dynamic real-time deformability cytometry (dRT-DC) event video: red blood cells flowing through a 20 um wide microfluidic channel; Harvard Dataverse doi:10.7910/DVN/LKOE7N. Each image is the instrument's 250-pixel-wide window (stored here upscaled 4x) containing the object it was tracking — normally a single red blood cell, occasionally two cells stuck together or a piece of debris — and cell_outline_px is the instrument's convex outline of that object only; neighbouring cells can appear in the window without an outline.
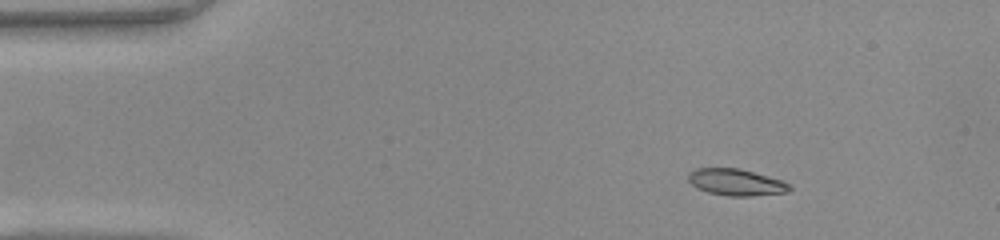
{"species": "common noctule bat (a hibernating species)", "species_latin": "Nyctalus noctula", "temperature_condition": "warm", "stored_images_in_passage": 48, "camera_frame_rate_fps": 3000, "um_per_image_px": 0.085, "animal": {"sex": "female", "body_mass_g": 22.0, "forearm_length_mm": 56.7}, "frame": {"image": 1, "passage_image": 6, "time_ms": 1.667, "image_size_px": [1000, 240], "cell_outline_px": [[792, 188], [788, 192], [752, 196], [728, 196], [708, 192], [696, 188], [688, 180], [688, 172], [696, 168], [740, 168], [784, 180]], "centroid_in_image_um": [62.57, 15.48], "position_along_channel_um": 22.4, "area_um2": 15.9}}
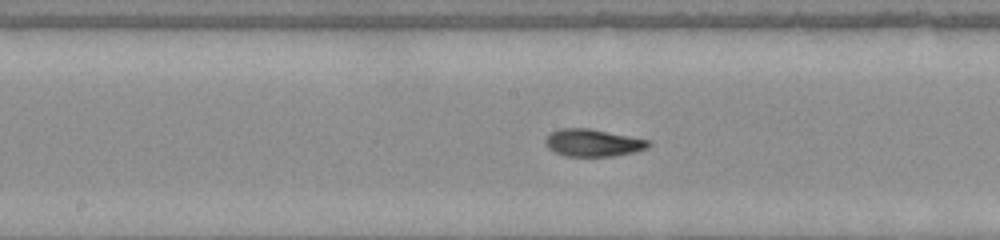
{"frame": {"image": 2, "passage_image": 24, "time_ms": 7.667, "image_size_px": [1000, 240], "cell_outline_px": [[652, 144], [648, 148], [632, 152], [612, 156], [564, 156], [548, 148], [544, 144], [544, 140], [548, 132], [560, 128], [592, 128], [652, 140]], "centroid_in_image_um": [50.4, 12.11], "position_along_channel_um": 197.8, "area_um2": 16.82}}
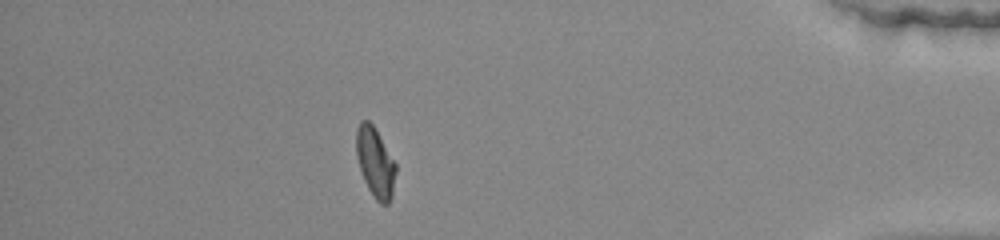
{"frame": {"image": 3, "passage_image": 42, "time_ms": 13.667, "image_size_px": [1000, 240], "cell_outline_px": [[396, 172], [392, 196], [388, 204], [380, 204], [376, 200], [368, 188], [364, 180], [356, 156], [356, 128], [360, 120], [368, 120], [372, 124], [396, 164]], "centroid_in_image_um": [31.88, 13.81], "position_along_channel_um": 403.3, "area_um2": 15.95}, "authors_computed_cell_mechanics": {"area_um2": 16.1551, "velocity_mm_per_s": 4.2136, "shape_relaxation_time_tau1_ms": 8.2394, "shape_relaxation_time_tau2_ms": 1.2721, "deformation_change_tau1": 0.2747, "deformation_change_tau2": 0.0587}}